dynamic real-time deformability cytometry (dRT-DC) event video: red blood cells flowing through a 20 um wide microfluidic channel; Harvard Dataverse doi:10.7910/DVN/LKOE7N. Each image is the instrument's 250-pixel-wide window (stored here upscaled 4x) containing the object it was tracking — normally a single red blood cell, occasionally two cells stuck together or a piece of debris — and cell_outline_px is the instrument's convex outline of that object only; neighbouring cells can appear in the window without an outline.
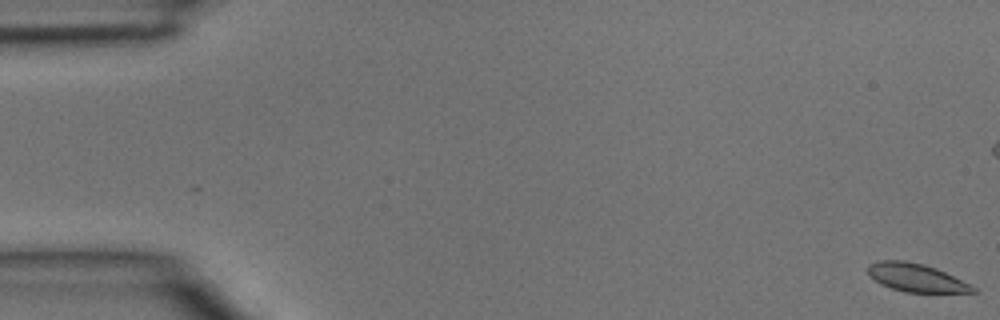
{"species": "common noctule bat (a hibernating species)", "species_latin": "Nyctalus noctula", "temperature_condition": "room temperature", "stored_images_in_passage": 6, "camera_frame_rate_fps": 3000, "um_per_image_px": 0.085, "animal": {"sex": "male", "body_mass_g": 15.6}, "frame": {"image": 1, "passage_image": 1, "time_ms": 0.0, "image_size_px": [1000, 320], "cell_outline_px": [[976, 292], [904, 292], [880, 284], [868, 276], [868, 264], [880, 260], [904, 260], [924, 264], [936, 268], [972, 284], [976, 288]], "centroid_in_image_um": [77.86, 23.59], "position_along_channel_um": 7.1, "area_um2": 17.34}}